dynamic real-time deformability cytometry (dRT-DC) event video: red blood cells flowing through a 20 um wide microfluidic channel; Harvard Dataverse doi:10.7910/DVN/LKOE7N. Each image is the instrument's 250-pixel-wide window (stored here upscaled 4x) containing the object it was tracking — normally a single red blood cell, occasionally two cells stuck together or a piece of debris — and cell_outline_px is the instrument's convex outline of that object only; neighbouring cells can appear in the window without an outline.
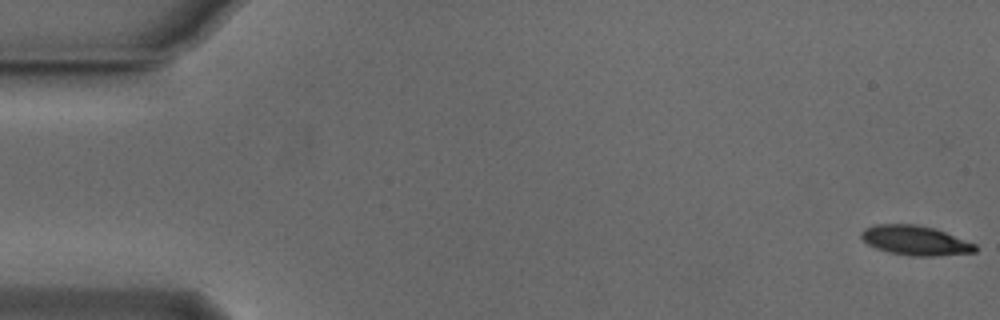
{"species": "Egyptian fruit bat (a non-hibernating species)", "species_latin": "Rousettus aegyptiacus", "temperature_condition": "cold", "stored_images_in_passage": 54, "camera_frame_rate_fps": 3000, "um_per_image_px": 0.085, "animal": {"sex": "male"}, "frame": {"image": 1, "passage_image": 1, "time_ms": 0.0, "image_size_px": [1000, 320], "cell_outline_px": [[976, 252], [932, 256], [916, 256], [888, 252], [876, 248], [868, 244], [860, 236], [860, 232], [864, 228], [876, 224], [916, 224], [936, 228], [976, 244]], "centroid_in_image_um": [77.79, 20.42], "position_along_channel_um": 7.2, "area_um2": 19.65}}
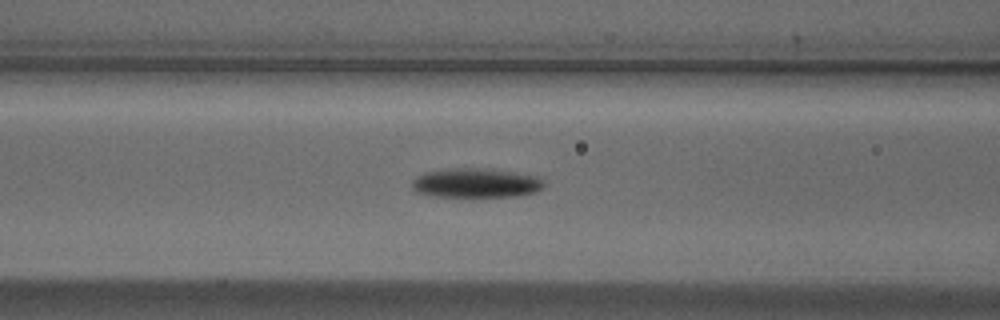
{"frame": {"image": 2, "passage_image": 22, "time_ms": 7.0, "image_size_px": [1000, 320], "cell_outline_px": [[548, 184], [544, 188], [536, 192], [520, 196], [480, 200], [428, 196], [416, 192], [412, 188], [412, 180], [416, 176], [424, 172], [452, 168], [484, 168], [512, 172], [536, 176], [544, 180]], "centroid_in_image_um": [40.47, 15.62], "position_along_channel_um": 126.1, "area_um2": 24.16}}
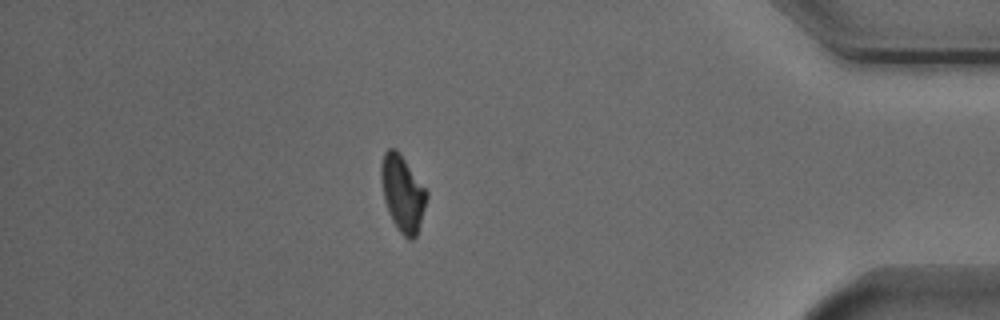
{"frame": {"image": 3, "passage_image": 47, "time_ms": 15.333, "image_size_px": [1000, 320], "cell_outline_px": [[428, 196], [416, 236], [412, 240], [408, 240], [396, 228], [388, 212], [384, 200], [380, 176], [380, 164], [384, 152], [388, 148], [396, 148], [400, 152], [428, 192]], "centroid_in_image_um": [34.2, 16.41], "position_along_channel_um": 401.0, "area_um2": 20.35}, "authors_computed_cell_mechanics": {"area_um2": 20.4612, "velocity_mm_per_s": 3.8139, "shape_relaxation_time_tau1_ms": 4.0721, "shape_relaxation_time_tau2_ms": null, "deformation_change_tau1": 0.1213, "deformation_change_tau2": null}}